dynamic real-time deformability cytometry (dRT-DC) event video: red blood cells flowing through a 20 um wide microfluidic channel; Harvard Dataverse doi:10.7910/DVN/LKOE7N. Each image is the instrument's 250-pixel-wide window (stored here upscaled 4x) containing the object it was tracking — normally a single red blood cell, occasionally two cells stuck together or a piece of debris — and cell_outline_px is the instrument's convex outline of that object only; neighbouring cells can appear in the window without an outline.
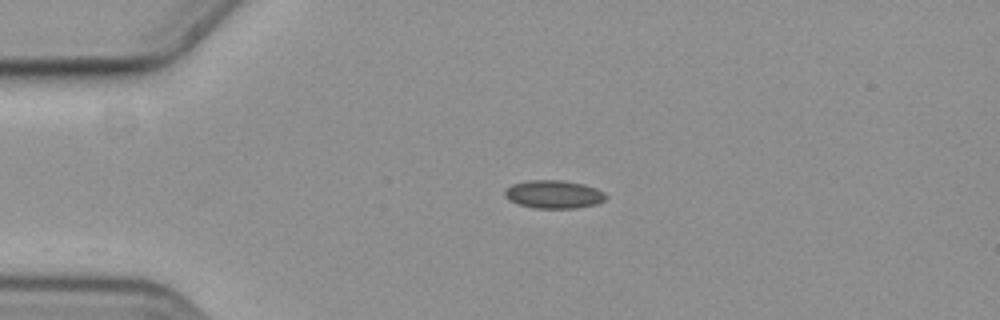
{"species": "common noctule bat (a hibernating species)", "species_latin": "Nyctalus noctula", "temperature_condition": "cold", "stored_images_in_passage": 7, "camera_frame_rate_fps": 3000, "um_per_image_px": 0.085, "animal": {"sex": "female", "body_mass_g": 19.3, "forearm_length_mm": 54.1}, "frame": {"image": 1, "passage_image": 1, "time_ms": 0.0, "image_size_px": [1000, 320], "cell_outline_px": [[608, 196], [604, 200], [596, 204], [576, 208], [532, 208], [520, 204], [504, 196], [504, 192], [512, 184], [528, 180], [560, 180], [584, 184], [596, 188], [604, 192]], "centroid_in_image_um": [47.1, 16.51], "position_along_channel_um": 37.9, "area_um2": 16.47}}